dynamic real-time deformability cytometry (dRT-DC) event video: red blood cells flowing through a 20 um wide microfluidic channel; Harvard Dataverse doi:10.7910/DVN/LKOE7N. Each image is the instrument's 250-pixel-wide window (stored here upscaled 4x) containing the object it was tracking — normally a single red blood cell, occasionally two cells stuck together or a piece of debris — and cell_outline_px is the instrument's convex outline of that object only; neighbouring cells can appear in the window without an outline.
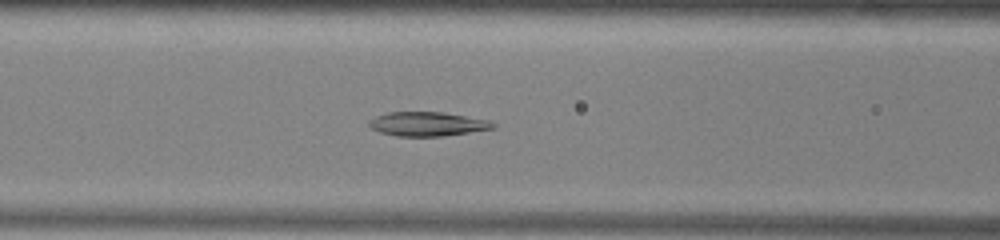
{"species": "common noctule bat (a hibernating species)", "species_latin": "Nyctalus noctula", "temperature_condition": "warm", "stored_images_in_passage": 51, "camera_frame_rate_fps": 3000, "um_per_image_px": 0.085, "animal": {"sex": "male", "body_mass_g": 13.0, "forearm_length_mm": 53.1}, "frame": {"image": 1, "passage_image": 20, "time_ms": 6.333, "image_size_px": [1000, 240], "cell_outline_px": [[496, 128], [444, 136], [396, 136], [380, 132], [372, 128], [368, 124], [368, 120], [376, 116], [388, 112], [444, 112], [488, 120], [496, 124]], "centroid_in_image_um": [36.33, 10.54], "position_along_channel_um": 130.3, "area_um2": 17.46}}
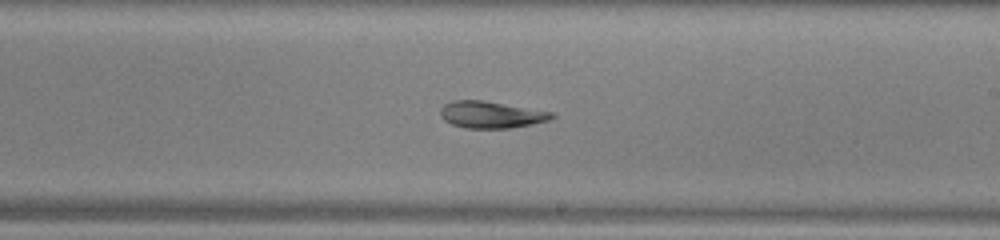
{"frame": {"image": 2, "passage_image": 29, "time_ms": 9.333, "image_size_px": [1000, 240], "cell_outline_px": [[556, 116], [552, 120], [532, 124], [508, 128], [464, 128], [452, 124], [444, 120], [440, 116], [440, 108], [444, 104], [452, 100], [484, 100], [552, 112]], "centroid_in_image_um": [41.73, 9.74], "position_along_channel_um": 247.3, "area_um2": 17.51}}
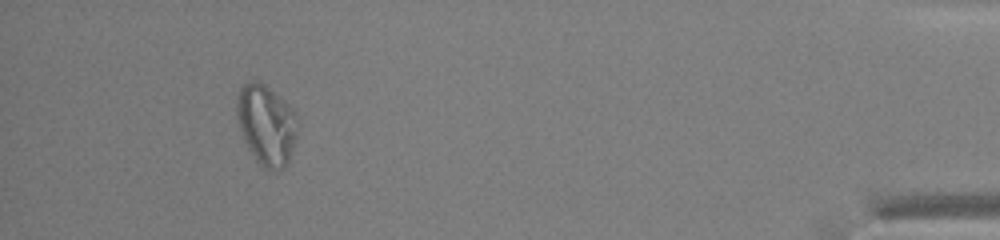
{"frame": {"image": 3, "passage_image": 47, "time_ms": 15.333, "image_size_px": [1000, 240], "cell_outline_px": [[296, 140], [288, 160], [284, 168], [268, 172], [256, 160], [248, 148], [240, 132], [236, 112], [236, 96], [240, 88], [248, 80], [256, 80], [264, 84], [280, 96], [296, 112]], "centroid_in_image_um": [22.62, 10.59], "position_along_channel_um": 412.6, "area_um2": 28.67}, "authors_computed_cell_mechanics": {"area_um2": 22.6576, "velocity_mm_per_s": 3.9131, "shape_relaxation_time_tau1_ms": null, "shape_relaxation_time_tau2_ms": 3.633, "deformation_change_tau1": null, "deformation_change_tau2": 0.0929}}